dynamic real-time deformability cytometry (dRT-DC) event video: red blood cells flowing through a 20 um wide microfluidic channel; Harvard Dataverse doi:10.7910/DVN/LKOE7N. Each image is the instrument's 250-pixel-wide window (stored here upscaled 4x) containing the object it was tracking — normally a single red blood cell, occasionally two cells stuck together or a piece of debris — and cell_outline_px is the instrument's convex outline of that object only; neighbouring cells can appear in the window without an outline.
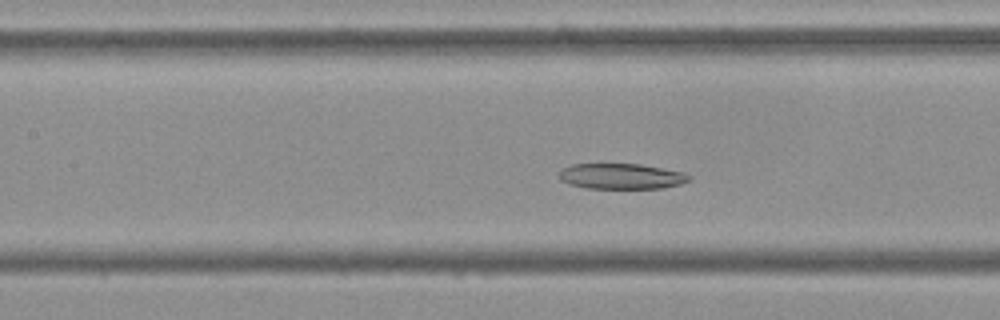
{"species": "Egyptian fruit bat (a non-hibernating species)", "species_latin": "Rousettus aegyptiacus", "temperature_condition": "cold", "stored_images_in_passage": 51, "camera_frame_rate_fps": 3000, "um_per_image_px": 0.085, "frame": {"image": 1, "passage_image": 21, "time_ms": 6.667, "image_size_px": [1000, 320], "cell_outline_px": [[692, 180], [680, 184], [664, 188], [584, 188], [568, 184], [560, 180], [560, 172], [564, 168], [572, 164], [640, 164], [684, 172], [692, 176]], "centroid_in_image_um": [52.85, 14.99], "position_along_channel_um": 154.5, "area_um2": 19.42}}
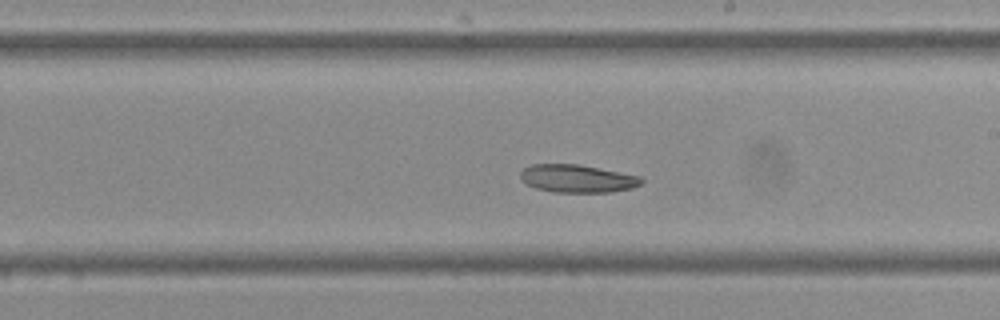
{"frame": {"image": 2, "passage_image": 28, "time_ms": 9.0, "image_size_px": [1000, 320], "cell_outline_px": [[644, 180], [640, 184], [632, 188], [612, 192], [552, 192], [536, 188], [528, 184], [520, 176], [520, 172], [524, 168], [532, 164], [576, 164], [640, 176]], "centroid_in_image_um": [49.07, 15.18], "position_along_channel_um": 239.9, "area_um2": 19.42}}
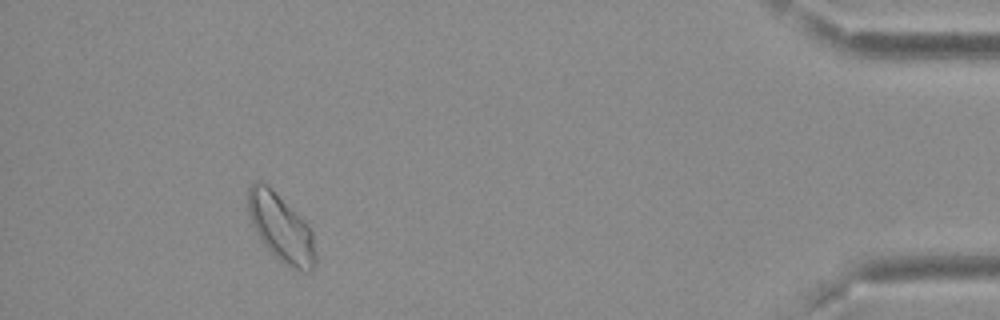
{"frame": {"image": 3, "passage_image": 47, "time_ms": 15.333, "image_size_px": [1000, 320], "cell_outline_px": [[316, 264], [308, 272], [304, 272], [280, 260], [260, 240], [248, 216], [248, 188], [256, 180], [260, 180], [268, 184], [304, 220], [312, 232], [316, 256]], "centroid_in_image_um": [23.87, 19.32], "position_along_channel_um": 411.3, "area_um2": 26.36}}